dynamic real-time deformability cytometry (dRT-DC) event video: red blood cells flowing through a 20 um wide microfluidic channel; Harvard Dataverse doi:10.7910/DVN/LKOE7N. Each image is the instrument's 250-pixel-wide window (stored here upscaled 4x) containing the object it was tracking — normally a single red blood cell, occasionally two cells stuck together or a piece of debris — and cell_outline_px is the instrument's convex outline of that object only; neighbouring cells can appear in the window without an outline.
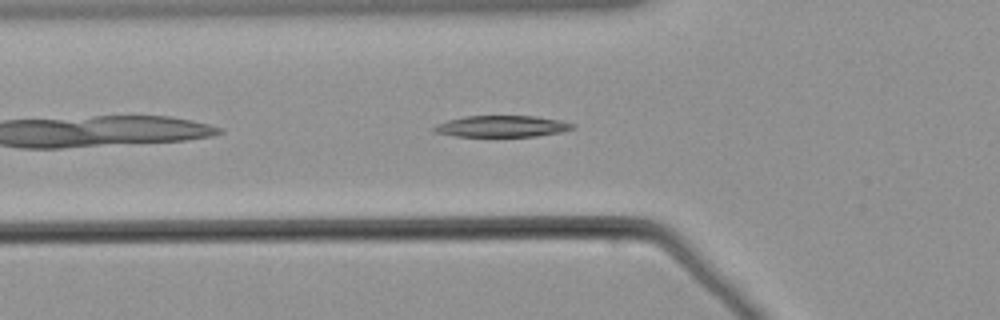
{"species": "common noctule bat (a hibernating species)", "species_latin": "Nyctalus noctula", "temperature_condition": "warm", "stored_images_in_passage": 41, "camera_frame_rate_fps": 3000, "um_per_image_px": 0.085, "animal": {"sex": "male", "body_mass_g": 21.5, "forearm_length_mm": 52.0}, "frame": {"image": 1, "passage_image": 4, "time_ms": 1.0, "image_size_px": [1000, 320], "cell_outline_px": [[576, 128], [560, 132], [536, 136], [456, 136], [432, 132], [432, 128], [436, 124], [448, 120], [464, 116], [536, 116], [560, 120], [576, 124]], "centroid_in_image_um": [42.66, 10.73], "position_along_channel_um": 83.1, "area_um2": 17.34}}
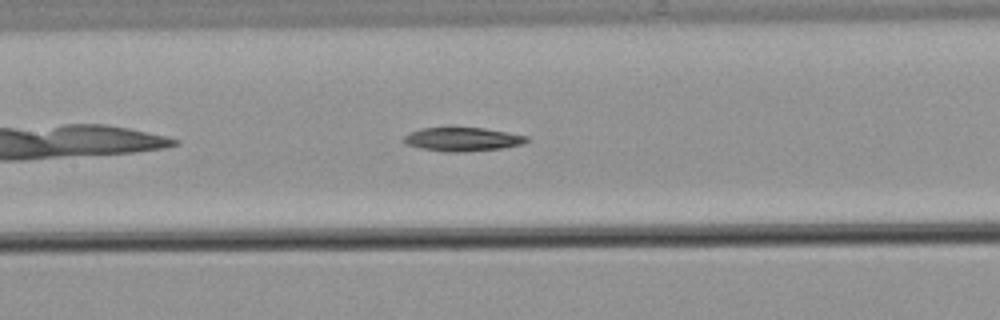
{"frame": {"image": 2, "passage_image": 11, "time_ms": 3.333, "image_size_px": [1000, 320], "cell_outline_px": [[528, 140], [524, 144], [500, 148], [464, 152], [444, 152], [420, 148], [404, 144], [400, 140], [408, 132], [420, 128], [484, 128], [528, 136]], "centroid_in_image_um": [39.24, 11.84], "position_along_channel_um": 168.2, "area_um2": 17.11}}
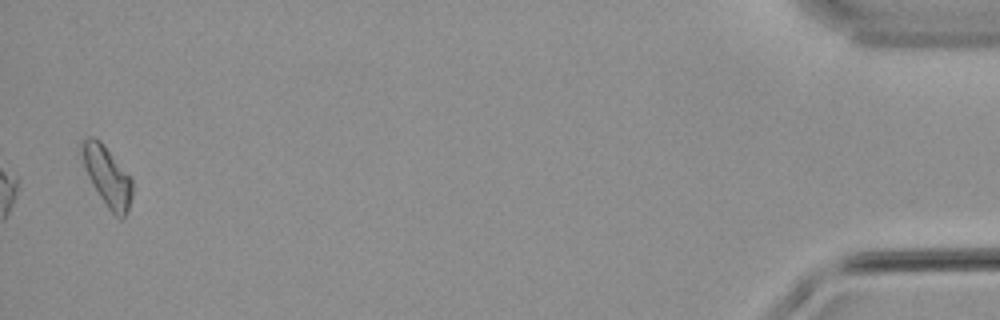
{"frame": {"image": 3, "passage_image": 40, "time_ms": 13.0, "image_size_px": [1000, 320], "cell_outline_px": [[132, 196], [124, 220], [120, 220], [108, 208], [100, 196], [88, 176], [80, 152], [80, 144], [88, 136], [92, 136], [100, 140], [104, 144], [132, 176]], "centroid_in_image_um": [9.14, 14.96], "position_along_channel_um": 426.1, "area_um2": 17.74}}